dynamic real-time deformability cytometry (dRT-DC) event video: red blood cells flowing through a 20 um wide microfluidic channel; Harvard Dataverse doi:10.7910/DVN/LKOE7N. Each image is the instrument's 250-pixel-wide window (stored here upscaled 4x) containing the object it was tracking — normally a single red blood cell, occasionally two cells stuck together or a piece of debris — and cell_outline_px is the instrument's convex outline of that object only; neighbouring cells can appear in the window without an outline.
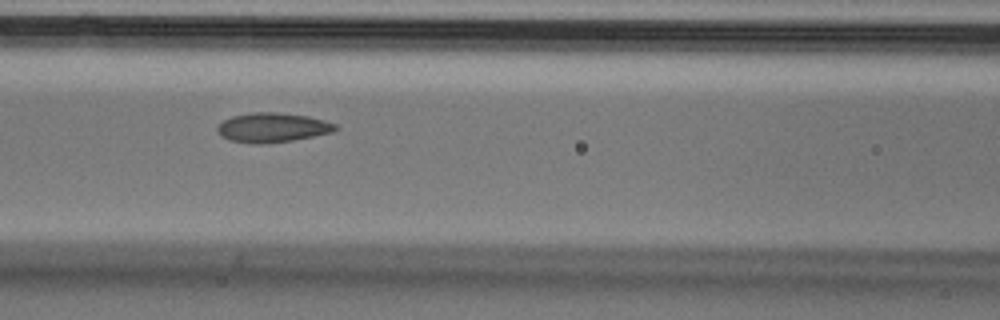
{"species": "Egyptian fruit bat (a non-hibernating species)", "species_latin": "Rousettus aegyptiacus", "temperature_condition": "cold", "stored_images_in_passage": 8, "camera_frame_rate_fps": 3000, "um_per_image_px": 0.085, "animal": {"sex": "male"}, "frame": {"image": 1, "passage_image": 7, "time_ms": 2.0, "image_size_px": [1000, 320], "cell_outline_px": [[340, 128], [332, 132], [292, 140], [264, 144], [260, 144], [228, 140], [220, 136], [216, 128], [224, 120], [232, 116], [252, 112], [276, 112], [308, 116], [324, 120], [336, 124]], "centroid_in_image_um": [23.15, 10.84], "position_along_channel_um": 143.4, "area_um2": 20.23}}
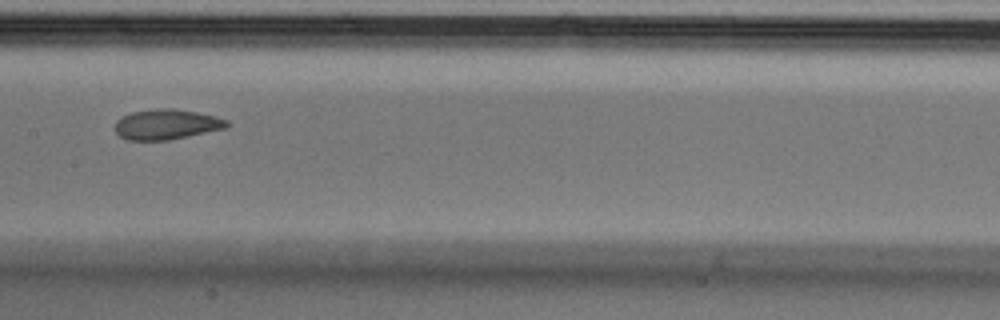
{"frame": {"image": 2, "passage_image": 8, "time_ms": 2.333, "image_size_px": [1000, 320], "cell_outline_px": [[232, 124], [228, 128], [168, 140], [128, 140], [120, 136], [116, 132], [116, 120], [120, 116], [132, 112], [156, 108], [172, 108], [196, 112], [216, 116], [228, 120]], "centroid_in_image_um": [14.19, 10.56], "position_along_channel_um": 193.2, "area_um2": 19.88}}